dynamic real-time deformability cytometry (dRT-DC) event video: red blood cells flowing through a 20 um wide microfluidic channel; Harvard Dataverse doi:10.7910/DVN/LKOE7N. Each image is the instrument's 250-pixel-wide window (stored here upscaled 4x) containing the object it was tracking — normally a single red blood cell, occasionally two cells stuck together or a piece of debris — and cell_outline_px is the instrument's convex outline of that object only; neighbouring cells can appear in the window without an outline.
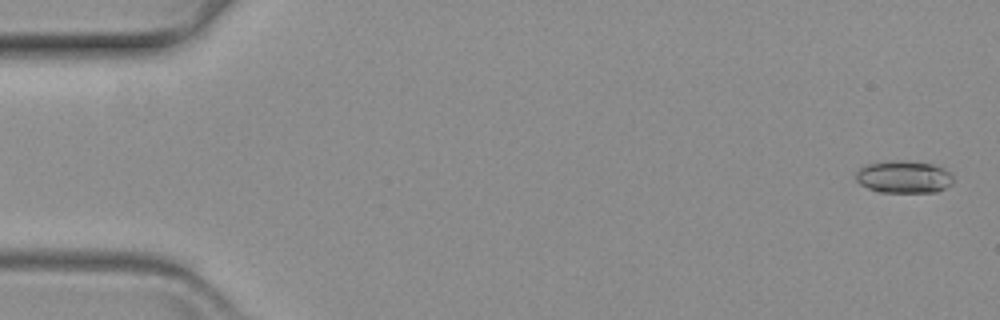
{"species": "common noctule bat (a hibernating species)", "species_latin": "Nyctalus noctula", "temperature_condition": "warm", "stored_images_in_passage": 50, "camera_frame_rate_fps": 3000, "um_per_image_px": 0.085, "animal": {"sex": "female", "body_mass_g": 19.3, "forearm_length_mm": 54.1}, "frame": {"image": 1, "passage_image": 2, "time_ms": 0.333, "image_size_px": [1000, 320], "cell_outline_px": [[952, 184], [936, 192], [876, 192], [860, 184], [856, 180], [856, 172], [860, 168], [868, 164], [888, 160], [904, 160], [932, 164], [944, 168], [952, 176]], "centroid_in_image_um": [76.8, 15.03], "position_along_channel_um": 8.2, "area_um2": 18.44}}
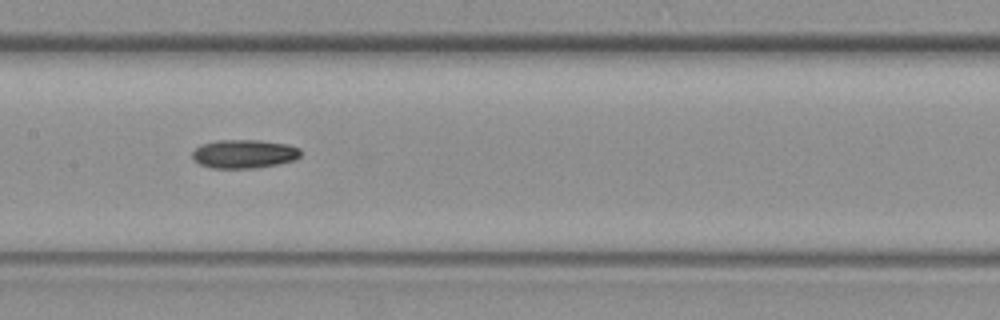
{"frame": {"image": 2, "passage_image": 30, "time_ms": 9.667, "image_size_px": [1000, 320], "cell_outline_px": [[300, 156], [296, 160], [256, 168], [212, 168], [200, 164], [192, 156], [192, 152], [200, 144], [216, 140], [260, 140], [288, 144], [300, 148]], "centroid_in_image_um": [20.76, 13.07], "position_along_channel_um": 186.6, "area_um2": 18.15}}
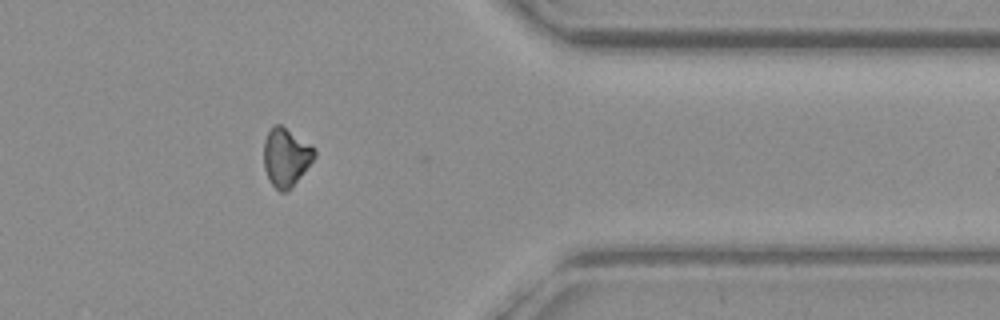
{"frame": {"image": 3, "passage_image": 49, "time_ms": 16.0, "image_size_px": [1000, 320], "cell_outline_px": [[316, 156], [288, 192], [280, 192], [272, 184], [264, 168], [264, 140], [268, 132], [276, 124], [280, 124], [316, 148]], "centroid_in_image_um": [24.32, 13.37], "position_along_channel_um": 387.1, "area_um2": 17.05}}